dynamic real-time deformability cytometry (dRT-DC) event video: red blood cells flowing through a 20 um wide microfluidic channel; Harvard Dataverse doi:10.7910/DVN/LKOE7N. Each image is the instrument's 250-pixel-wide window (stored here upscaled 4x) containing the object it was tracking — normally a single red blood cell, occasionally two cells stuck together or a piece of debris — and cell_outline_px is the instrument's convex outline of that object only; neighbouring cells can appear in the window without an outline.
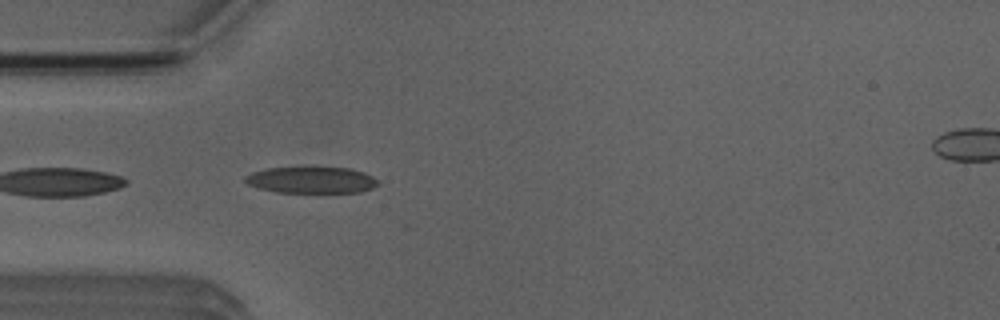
{"species": "Egyptian fruit bat (a non-hibernating species)", "species_latin": "Rousettus aegyptiacus", "temperature_condition": "room temperature", "stored_images_in_passage": 4, "camera_frame_rate_fps": 3000, "um_per_image_px": 0.085, "animal": {"sex": "male"}, "frame": {"image": 1, "passage_image": 4, "time_ms": 3.333, "image_size_px": [1000, 320], "cell_outline_px": [[380, 184], [372, 188], [360, 192], [276, 192], [260, 188], [248, 184], [244, 180], [244, 176], [252, 172], [268, 168], [352, 168], [364, 172], [380, 180]], "centroid_in_image_um": [26.51, 15.3], "position_along_channel_um": 58.5, "area_um2": 20.35}}